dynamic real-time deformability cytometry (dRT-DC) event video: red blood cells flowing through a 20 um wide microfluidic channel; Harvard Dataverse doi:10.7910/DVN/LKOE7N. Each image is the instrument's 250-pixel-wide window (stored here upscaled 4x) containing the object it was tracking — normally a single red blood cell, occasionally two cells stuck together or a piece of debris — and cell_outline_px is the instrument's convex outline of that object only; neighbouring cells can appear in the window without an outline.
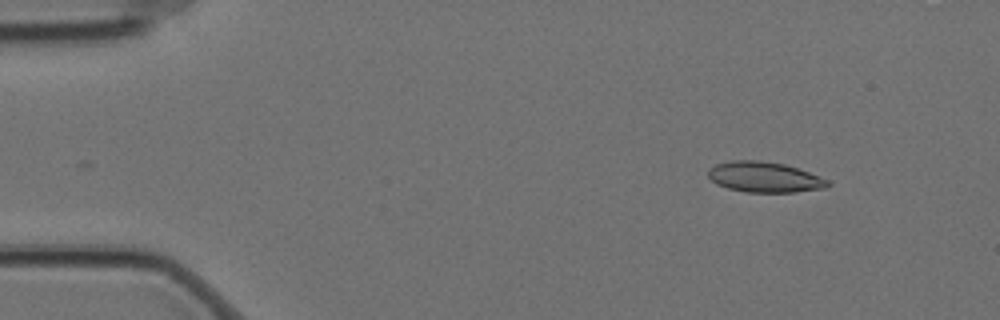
{"species": "Egyptian fruit bat (a non-hibernating species)", "species_latin": "Rousettus aegyptiacus", "temperature_condition": "cold", "stored_images_in_passage": 6, "camera_frame_rate_fps": 3000, "um_per_image_px": 0.085, "animal": {"sex": "female"}, "frame": {"image": 1, "passage_image": 2, "time_ms": 0.333, "image_size_px": [1000, 320], "cell_outline_px": [[832, 184], [828, 188], [796, 192], [744, 192], [728, 188], [716, 184], [708, 176], [708, 168], [716, 164], [728, 160], [760, 160], [784, 164], [808, 172], [828, 180]], "centroid_in_image_um": [64.97, 15.05], "position_along_channel_um": 20.0, "area_um2": 21.39}}
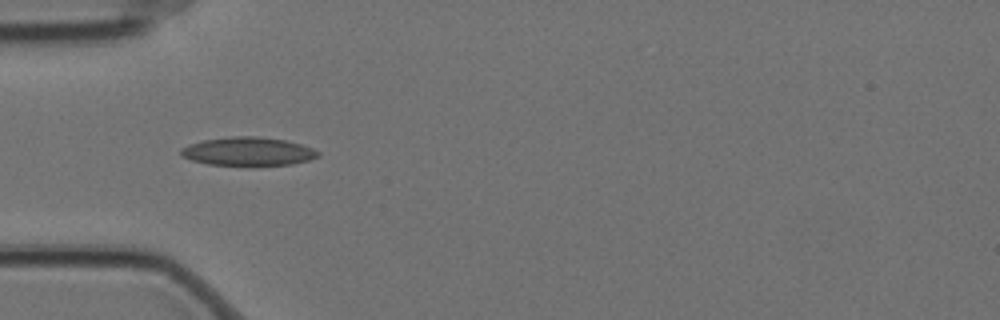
{"frame": {"image": 2, "passage_image": 5, "time_ms": 1.333, "image_size_px": [1000, 320], "cell_outline_px": [[320, 156], [308, 160], [292, 164], [248, 168], [208, 164], [192, 160], [180, 156], [180, 148], [188, 144], [204, 140], [232, 136], [256, 136], [284, 140], [300, 144], [312, 148], [320, 152]], "centroid_in_image_um": [21.06, 12.91], "position_along_channel_um": 63.9, "area_um2": 23.58}}
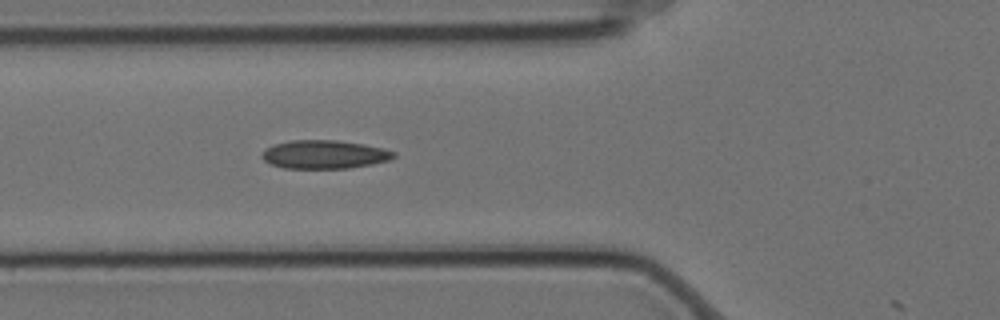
{"frame": {"image": 3, "passage_image": 6, "time_ms": 1.667, "image_size_px": [1000, 320], "cell_outline_px": [[396, 156], [388, 160], [372, 164], [348, 168], [284, 168], [272, 164], [264, 160], [260, 156], [268, 148], [276, 144], [292, 140], [336, 140], [364, 144], [384, 148], [396, 152]], "centroid_in_image_um": [27.61, 13.12], "position_along_channel_um": 98.2, "area_um2": 21.68}}